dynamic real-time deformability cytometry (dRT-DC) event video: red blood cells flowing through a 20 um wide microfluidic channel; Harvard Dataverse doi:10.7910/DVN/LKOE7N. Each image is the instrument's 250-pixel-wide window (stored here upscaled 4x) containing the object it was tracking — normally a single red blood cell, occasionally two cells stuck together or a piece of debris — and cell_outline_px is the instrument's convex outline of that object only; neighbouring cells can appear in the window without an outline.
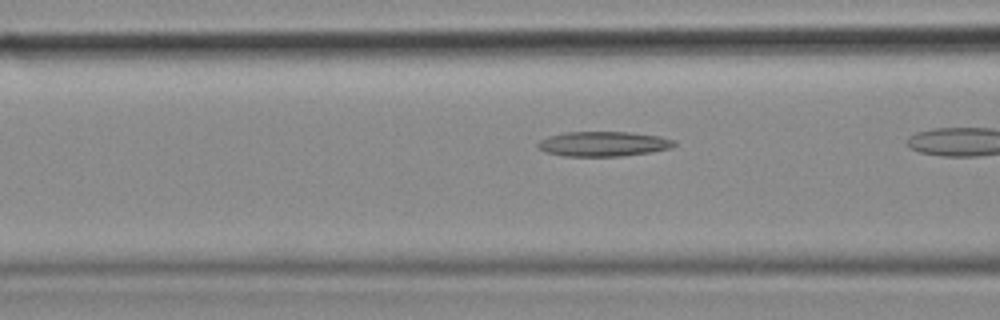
{"species": "common noctule bat (a hibernating species)", "species_latin": "Nyctalus noctula", "temperature_condition": "cold", "stored_images_in_passage": 35, "camera_frame_rate_fps": 3000, "um_per_image_px": 0.085, "animal": {"sex": "female", "body_mass_g": 18.4}, "frame": {"image": 1, "passage_image": 16, "time_ms": 5.0, "image_size_px": [1000, 320], "cell_outline_px": [[676, 144], [672, 148], [652, 152], [620, 156], [564, 156], [544, 152], [536, 148], [536, 144], [540, 140], [548, 136], [564, 132], [628, 132], [660, 136], [676, 140]], "centroid_in_image_um": [51.27, 12.23], "position_along_channel_um": 115.3, "area_um2": 20.0}}